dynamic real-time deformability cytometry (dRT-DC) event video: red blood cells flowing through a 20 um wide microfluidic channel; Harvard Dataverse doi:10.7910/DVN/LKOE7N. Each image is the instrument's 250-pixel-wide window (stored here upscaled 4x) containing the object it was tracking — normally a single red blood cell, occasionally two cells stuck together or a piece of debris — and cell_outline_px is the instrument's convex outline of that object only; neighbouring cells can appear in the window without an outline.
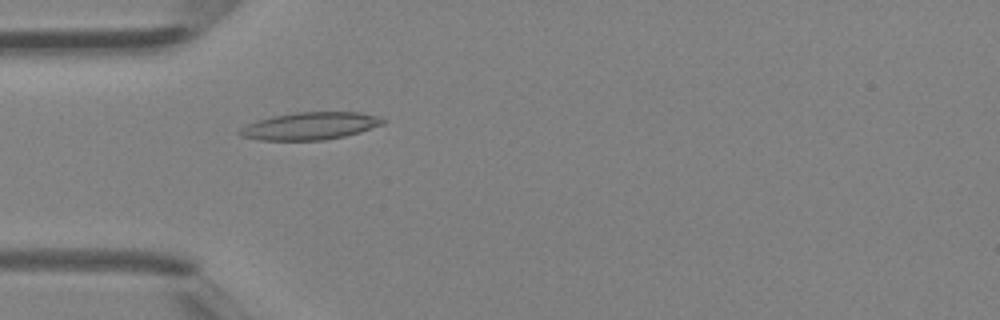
{"species": "Egyptian fruit bat (a non-hibernating species)", "species_latin": "Rousettus aegyptiacus", "temperature_condition": "room temperature", "stored_images_in_passage": 40, "camera_frame_rate_fps": 3000, "um_per_image_px": 0.085, "animal": {"sex": "female"}, "frame": {"image": 1, "passage_image": 12, "time_ms": 3.667, "image_size_px": [1000, 320], "cell_outline_px": [[388, 120], [384, 124], [360, 132], [344, 136], [324, 140], [260, 140], [240, 136], [236, 132], [240, 128], [256, 120], [272, 116], [296, 112], [360, 112], [380, 116]], "centroid_in_image_um": [26.38, 10.7], "position_along_channel_um": 58.6, "area_um2": 23.12}}
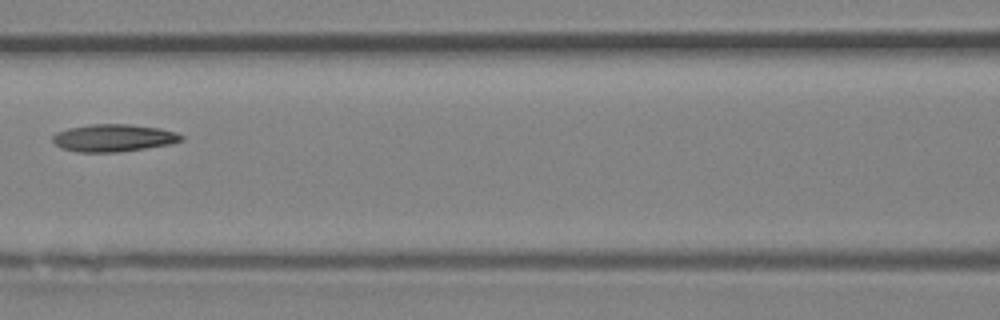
{"frame": {"image": 2, "passage_image": 18, "time_ms": 5.667, "image_size_px": [1000, 320], "cell_outline_px": [[184, 140], [172, 144], [120, 152], [76, 152], [60, 148], [52, 140], [52, 136], [56, 132], [68, 128], [92, 124], [128, 124], [160, 128], [176, 132], [184, 136]], "centroid_in_image_um": [9.66, 11.73], "position_along_channel_um": 156.9, "area_um2": 20.75}}
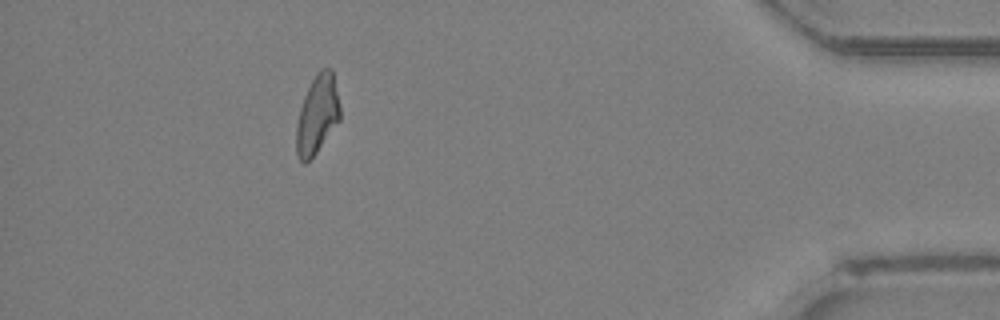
{"frame": {"image": 3, "passage_image": 36, "time_ms": 11.667, "image_size_px": [1000, 320], "cell_outline_px": [[340, 120], [316, 152], [304, 164], [300, 160], [296, 152], [296, 124], [300, 108], [304, 96], [316, 72], [320, 68], [332, 68], [340, 108]], "centroid_in_image_um": [26.96, 9.72], "position_along_channel_um": 408.2, "area_um2": 19.88}}